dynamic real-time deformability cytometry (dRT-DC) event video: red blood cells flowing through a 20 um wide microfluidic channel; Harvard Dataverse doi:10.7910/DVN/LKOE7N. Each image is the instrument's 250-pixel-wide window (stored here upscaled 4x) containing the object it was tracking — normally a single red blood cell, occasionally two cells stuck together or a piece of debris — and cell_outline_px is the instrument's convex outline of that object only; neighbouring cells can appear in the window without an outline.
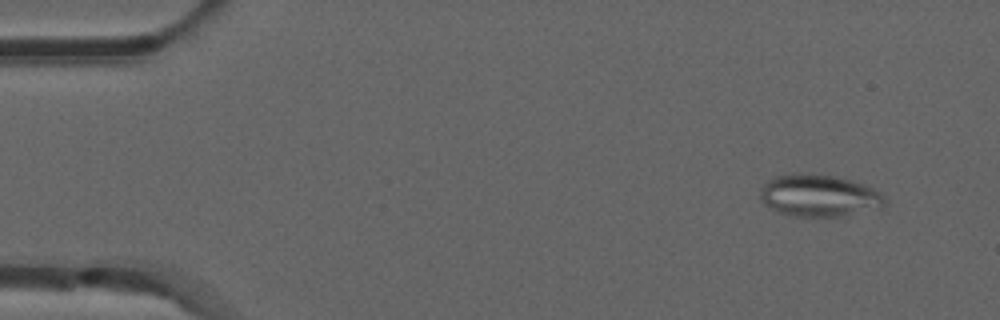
{"species": "common noctule bat (a hibernating species)", "species_latin": "Nyctalus noctula", "temperature_condition": "room temperature", "stored_images_in_passage": 49, "camera_frame_rate_fps": 3000, "um_per_image_px": 0.085, "animal": {"sex": "male", "forearm_length_mm": 52.5}, "frame": {"image": 1, "passage_image": 4, "time_ms": 1.0, "image_size_px": [1000, 320], "cell_outline_px": [[888, 200], [884, 204], [836, 216], [796, 216], [780, 212], [764, 204], [760, 196], [760, 188], [768, 180], [776, 176], [832, 176], [864, 184], [880, 192]], "centroid_in_image_um": [69.57, 16.64], "position_along_channel_um": 15.4, "area_um2": 28.84}}
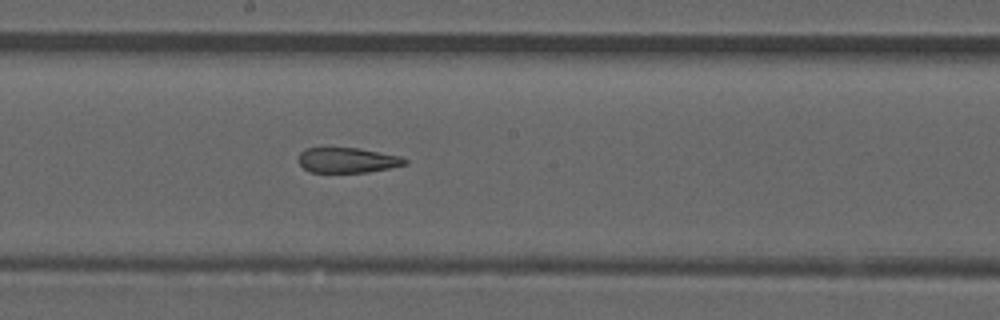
{"frame": {"image": 2, "passage_image": 28, "time_ms": 9.0, "image_size_px": [1000, 320], "cell_outline_px": [[408, 164], [368, 172], [312, 172], [304, 168], [296, 160], [300, 152], [308, 148], [360, 148], [400, 156], [408, 160]], "centroid_in_image_um": [29.53, 13.61], "position_along_channel_um": 218.7, "area_um2": 15.61}}
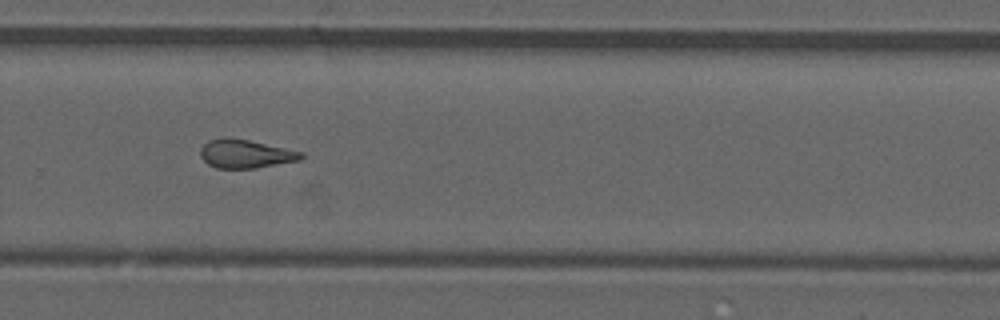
{"frame": {"image": 3, "passage_image": 35, "time_ms": 11.333, "image_size_px": [1000, 320], "cell_outline_px": [[304, 156], [300, 160], [256, 168], [216, 168], [208, 164], [200, 156], [200, 148], [208, 140], [224, 136], [248, 140], [304, 152]], "centroid_in_image_um": [20.85, 13.07], "position_along_channel_um": 309.0, "area_um2": 16.82}}